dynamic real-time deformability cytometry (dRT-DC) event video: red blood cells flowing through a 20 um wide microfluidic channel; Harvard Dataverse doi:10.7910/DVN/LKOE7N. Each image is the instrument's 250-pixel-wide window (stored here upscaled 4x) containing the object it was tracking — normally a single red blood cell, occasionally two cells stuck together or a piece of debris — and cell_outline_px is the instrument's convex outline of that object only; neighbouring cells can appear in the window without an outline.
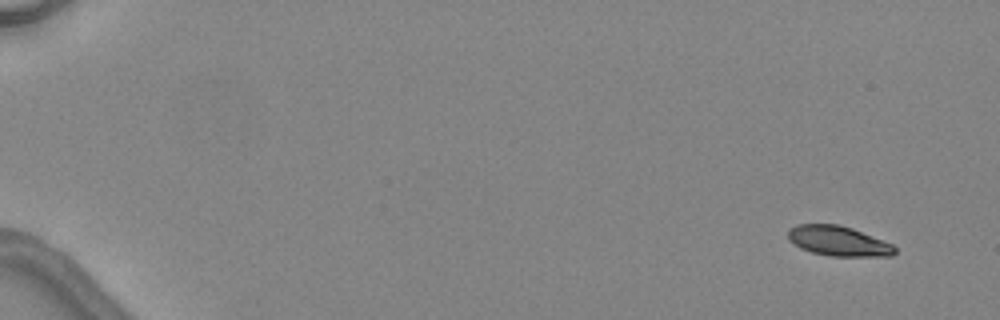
{"species": "common noctule bat (a hibernating species)", "species_latin": "Nyctalus noctula", "temperature_condition": "warm", "stored_images_in_passage": 6, "camera_frame_rate_fps": 3000, "um_per_image_px": 0.085, "animal": {"sex": "female", "body_mass_g": 24.6, "forearm_length_mm": 56.2}, "frame": {"image": 1, "passage_image": 1, "time_ms": 0.0, "image_size_px": [1000, 320], "cell_outline_px": [[896, 252], [892, 256], [828, 256], [812, 252], [800, 248], [788, 240], [788, 228], [796, 224], [840, 224], [852, 228], [892, 244], [896, 248]], "centroid_in_image_um": [71.23, 20.48], "position_along_channel_um": 13.8, "area_um2": 18.73}}